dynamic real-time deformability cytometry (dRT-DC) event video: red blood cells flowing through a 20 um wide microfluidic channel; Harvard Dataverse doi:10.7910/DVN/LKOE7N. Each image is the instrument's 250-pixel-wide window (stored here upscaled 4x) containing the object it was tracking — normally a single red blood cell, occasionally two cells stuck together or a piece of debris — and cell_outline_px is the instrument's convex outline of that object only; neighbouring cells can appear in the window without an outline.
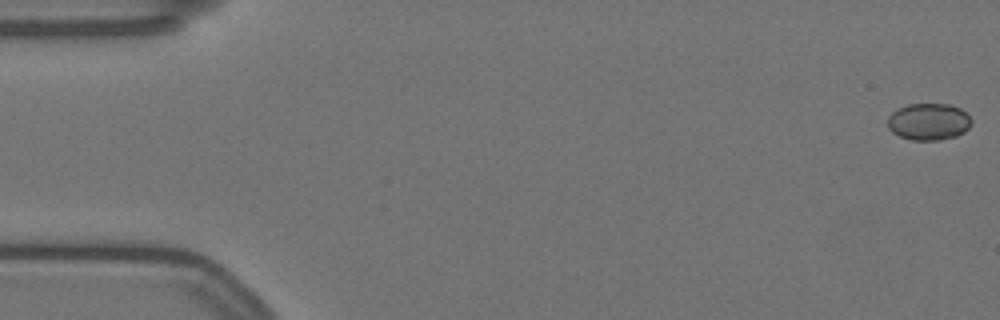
{"species": "Egyptian fruit bat (a non-hibernating species)", "species_latin": "Rousettus aegyptiacus", "temperature_condition": "warm", "stored_images_in_passage": 58, "camera_frame_rate_fps": 3000, "um_per_image_px": 0.085, "animal": {"sex": "female"}, "frame": {"image": 1, "passage_image": 1, "time_ms": 0.0, "image_size_px": [1000, 320], "cell_outline_px": [[972, 124], [964, 132], [956, 136], [940, 140], [912, 140], [900, 136], [892, 132], [888, 128], [888, 116], [896, 108], [908, 104], [948, 104], [960, 108], [972, 120]], "centroid_in_image_um": [78.92, 10.34], "position_along_channel_um": 6.1, "area_um2": 18.09}}
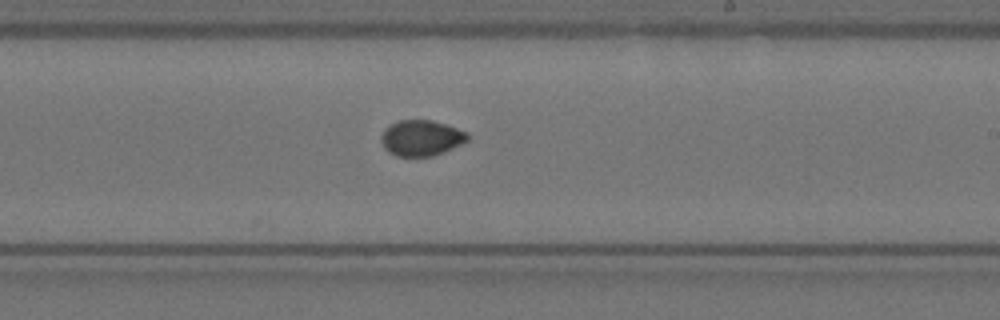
{"frame": {"image": 2, "passage_image": 34, "time_ms": 11.0, "image_size_px": [1000, 320], "cell_outline_px": [[468, 140], [444, 152], [432, 156], [396, 156], [388, 152], [384, 148], [380, 140], [380, 136], [384, 128], [400, 120], [432, 120], [468, 132]], "centroid_in_image_um": [35.77, 11.73], "position_along_channel_um": 253.2, "area_um2": 17.98}}
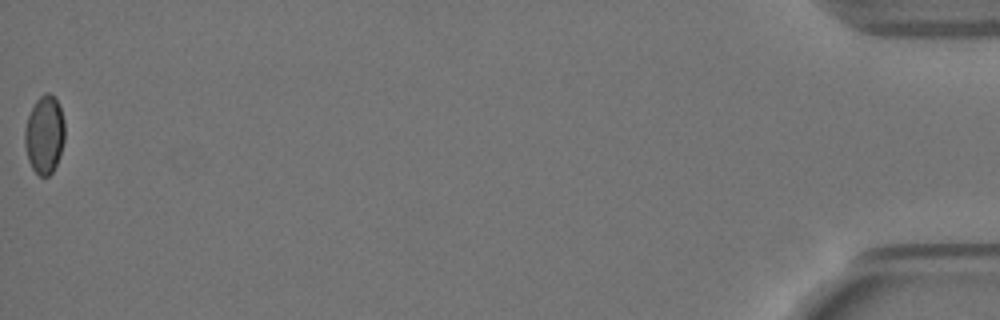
{"frame": {"image": 3, "passage_image": 58, "time_ms": 19.0, "image_size_px": [1000, 320], "cell_outline_px": [[64, 140], [56, 164], [52, 172], [48, 176], [40, 176], [32, 168], [28, 160], [24, 144], [24, 128], [28, 116], [36, 100], [44, 92], [48, 92], [56, 100], [60, 108], [64, 120]], "centroid_in_image_um": [3.76, 11.44], "position_along_channel_um": 431.4, "area_um2": 18.09}, "authors_computed_cell_mechanics": {"area_um2": 18.0336, "velocity_mm_per_s": 3.519, "shape_relaxation_time_tau1_ms": null, "shape_relaxation_time_tau2_ms": 1.4892, "deformation_change_tau1": null, "deformation_change_tau2": 0.0284}}